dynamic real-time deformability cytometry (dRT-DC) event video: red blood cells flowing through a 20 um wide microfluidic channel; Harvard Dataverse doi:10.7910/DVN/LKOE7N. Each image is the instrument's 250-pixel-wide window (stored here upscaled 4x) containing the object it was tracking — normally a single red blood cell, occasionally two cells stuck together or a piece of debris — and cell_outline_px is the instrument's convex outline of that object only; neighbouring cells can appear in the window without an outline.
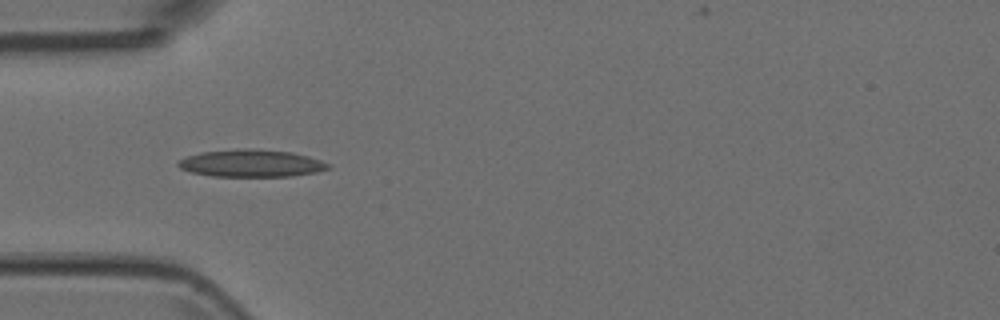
{"species": "Egyptian fruit bat (a non-hibernating species)", "species_latin": "Rousettus aegyptiacus", "temperature_condition": "room temperature", "stored_images_in_passage": 7, "camera_frame_rate_fps": 3000, "um_per_image_px": 0.085, "animal": {"sex": "female"}, "frame": {"image": 1, "passage_image": 5, "time_ms": 1.333, "image_size_px": [1000, 320], "cell_outline_px": [[332, 168], [316, 172], [292, 176], [212, 176], [192, 172], [180, 168], [176, 164], [176, 160], [200, 152], [248, 148], [292, 152], [308, 156], [332, 164]], "centroid_in_image_um": [21.37, 13.88], "position_along_channel_um": 63.6, "area_um2": 23.93}}
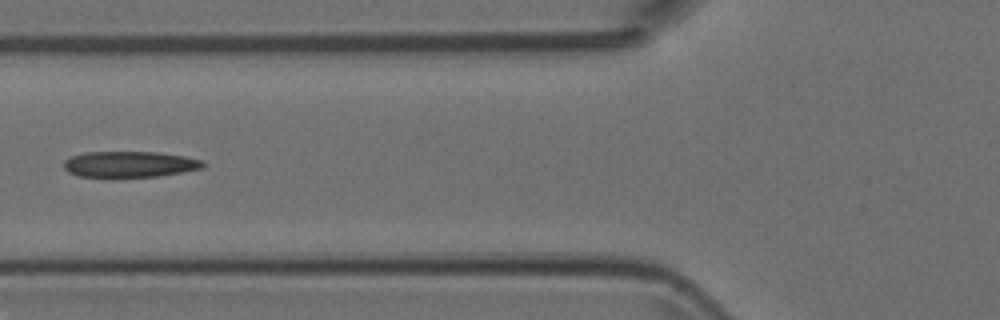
{"frame": {"image": 2, "passage_image": 6, "time_ms": 1.667, "image_size_px": [1000, 320], "cell_outline_px": [[208, 164], [204, 168], [156, 176], [116, 180], [112, 180], [80, 176], [68, 172], [64, 168], [64, 160], [72, 156], [84, 152], [160, 152], [184, 156], [200, 160]], "centroid_in_image_um": [10.98, 14.0], "position_along_channel_um": 114.8, "area_um2": 21.96}}
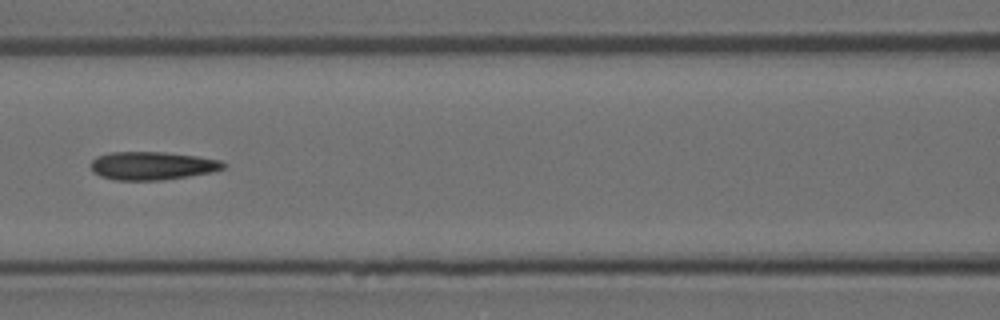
{"frame": {"image": 3, "passage_image": 7, "time_ms": 2.0, "image_size_px": [1000, 320], "cell_outline_px": [[228, 164], [224, 168], [212, 172], [164, 180], [116, 180], [100, 176], [92, 172], [92, 160], [96, 156], [108, 152], [164, 152], [196, 156], [220, 160]], "centroid_in_image_um": [12.94, 14.08], "position_along_channel_um": 153.7, "area_um2": 21.85}}